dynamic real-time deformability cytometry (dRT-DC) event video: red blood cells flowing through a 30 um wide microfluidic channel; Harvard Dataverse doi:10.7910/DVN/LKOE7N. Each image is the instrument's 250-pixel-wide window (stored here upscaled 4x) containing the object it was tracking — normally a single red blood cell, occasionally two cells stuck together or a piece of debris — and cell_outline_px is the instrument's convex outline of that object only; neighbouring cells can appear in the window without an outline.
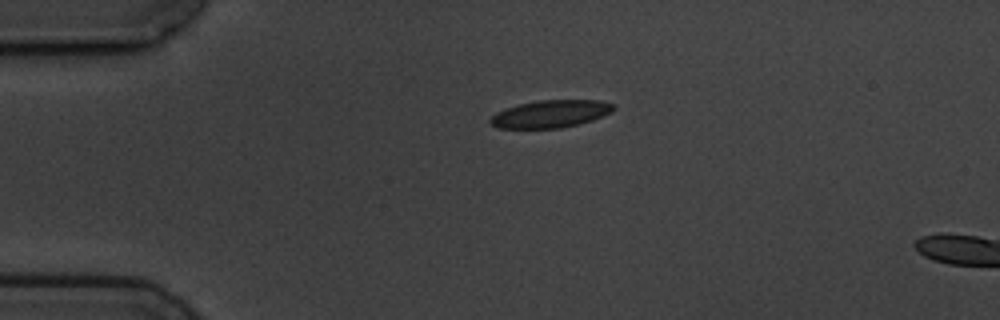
{"species": "common noctule bat (a hibernating species)", "species_latin": "Nyctalus noctula", "temperature_condition": "cold", "stored_images_in_passage": 3, "camera_frame_rate_fps": 3000, "um_per_image_px": 0.085, "animal": {"sex": "male", "body_mass_g": 19.5, "forearm_length_mm": 54.6}, "frame": {"image": 1, "passage_image": 1, "time_ms": 0.0, "image_size_px": [1000, 320], "cell_outline_px": [[616, 108], [612, 112], [592, 120], [580, 124], [560, 128], [496, 128], [488, 124], [488, 120], [496, 112], [516, 104], [540, 100], [600, 100], [616, 104]], "centroid_in_image_um": [46.79, 9.68], "position_along_channel_um": 38.2, "area_um2": 20.06}}